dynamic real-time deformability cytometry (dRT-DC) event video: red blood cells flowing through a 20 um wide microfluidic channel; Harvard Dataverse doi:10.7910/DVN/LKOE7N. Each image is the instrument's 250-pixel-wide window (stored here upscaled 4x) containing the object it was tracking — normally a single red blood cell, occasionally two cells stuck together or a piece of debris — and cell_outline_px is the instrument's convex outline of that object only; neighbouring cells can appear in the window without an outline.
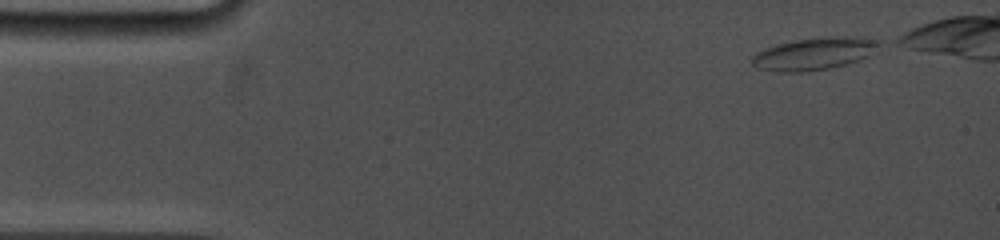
{"species": "common noctule bat (a hibernating species)", "species_latin": "Nyctalus noctula", "temperature_condition": "cold", "stored_images_in_passage": 8, "camera_frame_rate_fps": 5000, "um_per_image_px": 0.085, "animal": {"sex": "female", "body_mass_g": 19.0, "forearm_length_mm": 53.3}, "frame": {"image": 1, "passage_image": 1, "time_ms": 0.0, "image_size_px": [1000, 240], "cell_outline_px": [[884, 44], [876, 52], [868, 56], [844, 64], [828, 68], [800, 72], [780, 72], [756, 68], [752, 64], [752, 56], [756, 52], [776, 44], [796, 40], [844, 36], [864, 36], [880, 40]], "centroid_in_image_um": [69.27, 4.55], "position_along_channel_um": 15.7, "area_um2": 23.99}}